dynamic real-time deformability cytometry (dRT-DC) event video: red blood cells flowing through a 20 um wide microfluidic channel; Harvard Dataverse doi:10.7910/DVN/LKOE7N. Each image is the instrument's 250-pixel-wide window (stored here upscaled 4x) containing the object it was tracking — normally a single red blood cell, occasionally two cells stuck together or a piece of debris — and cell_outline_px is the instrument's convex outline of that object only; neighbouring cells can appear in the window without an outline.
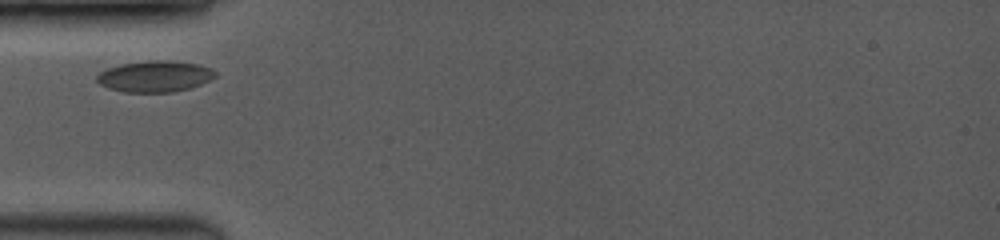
{"species": "common noctule bat (a hibernating species)", "species_latin": "Nyctalus noctula", "temperature_condition": "room temperature", "stored_images_in_passage": 7, "camera_frame_rate_fps": 3500, "um_per_image_px": 0.085, "animal": {"sex": "female", "body_mass_g": 19.0, "forearm_length_mm": 53.3}, "frame": {"image": 1, "passage_image": 1, "time_ms": 0.0, "image_size_px": [1000, 240], "cell_outline_px": [[216, 76], [200, 84], [188, 88], [172, 92], [124, 92], [108, 88], [100, 84], [96, 80], [96, 76], [100, 72], [108, 68], [120, 64], [152, 60], [168, 60], [196, 64], [212, 68], [216, 72]], "centroid_in_image_um": [13.14, 6.49], "position_along_channel_um": 71.9, "area_um2": 21.39}}
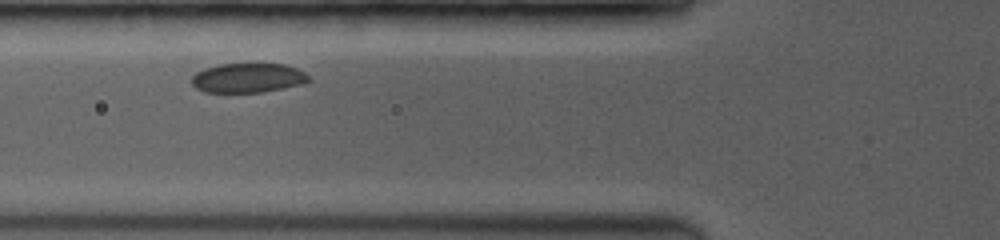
{"frame": {"image": 2, "passage_image": 4, "time_ms": 0.857, "image_size_px": [1000, 240], "cell_outline_px": [[312, 80], [300, 84], [264, 92], [204, 92], [196, 88], [192, 84], [192, 76], [196, 72], [204, 68], [220, 64], [284, 64], [296, 68], [304, 72]], "centroid_in_image_um": [21.05, 6.62], "position_along_channel_um": 104.7, "area_um2": 20.0}}
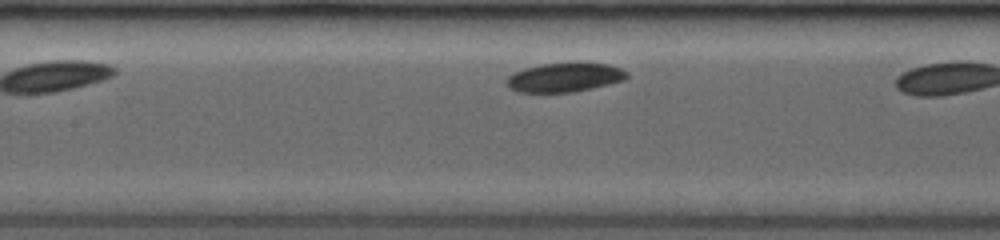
{"frame": {"image": 3, "passage_image": 6, "time_ms": 1.429, "image_size_px": [1000, 240], "cell_outline_px": [[628, 76], [624, 80], [592, 88], [572, 92], [520, 92], [508, 88], [504, 80], [508, 76], [524, 68], [540, 64], [576, 60], [608, 64], [620, 68], [628, 72]], "centroid_in_image_um": [47.99, 6.54], "position_along_channel_um": 159.4, "area_um2": 21.04}}